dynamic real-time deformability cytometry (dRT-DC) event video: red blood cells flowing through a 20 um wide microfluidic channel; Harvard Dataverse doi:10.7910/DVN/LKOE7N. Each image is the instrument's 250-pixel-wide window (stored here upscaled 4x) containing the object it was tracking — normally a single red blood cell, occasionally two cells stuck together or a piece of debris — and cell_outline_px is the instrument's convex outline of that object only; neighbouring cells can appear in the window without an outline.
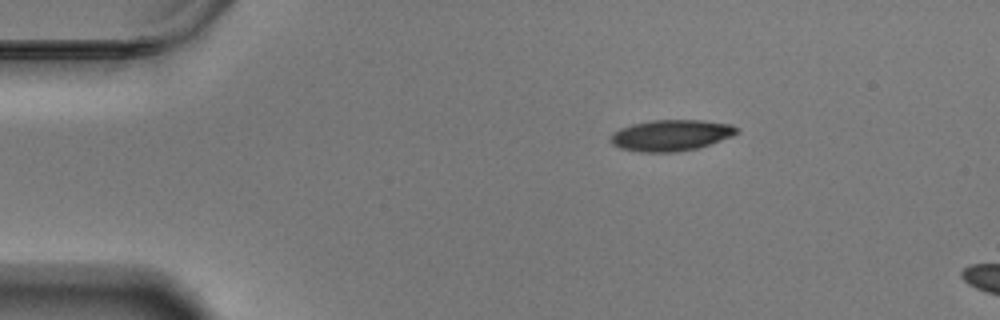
{"species": "Egyptian fruit bat (a non-hibernating species)", "species_latin": "Rousettus aegyptiacus", "temperature_condition": "warm", "stored_images_in_passage": 51, "segment_of_instrument_passage": [1, 2], "camera_frame_rate_fps": 3000, "um_per_image_px": 0.085, "animal": {"sex": "male"}, "frame": {"image": 1, "passage_image": 1, "time_ms": 0.0, "image_size_px": [1000, 320], "cell_outline_px": [[740, 132], [732, 136], [696, 148], [676, 152], [640, 152], [620, 148], [612, 144], [608, 136], [612, 132], [620, 128], [632, 124], [652, 120], [700, 120], [732, 124], [740, 128]], "centroid_in_image_um": [57.01, 11.49], "position_along_channel_um": 28.0, "area_um2": 23.0}}
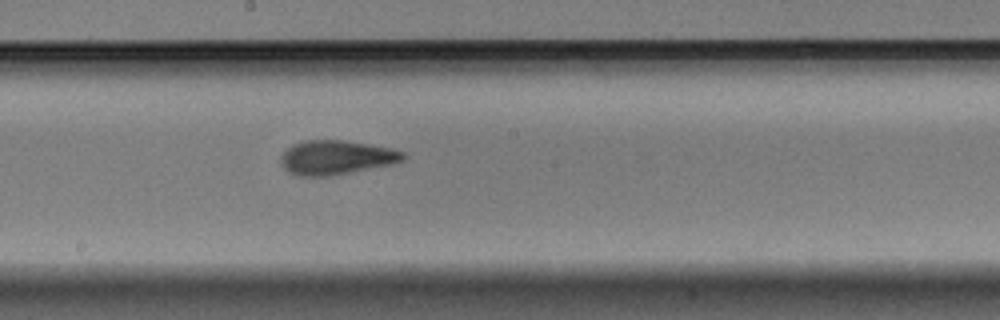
{"frame": {"image": 2, "passage_image": 23, "time_ms": 7.333, "image_size_px": [1000, 320], "cell_outline_px": [[408, 156], [404, 160], [392, 164], [352, 172], [328, 176], [300, 176], [288, 172], [284, 168], [280, 160], [280, 156], [292, 144], [304, 140], [340, 140], [368, 144], [388, 148], [404, 152]], "centroid_in_image_um": [28.57, 13.39], "position_along_channel_um": 219.6, "area_um2": 24.33}}
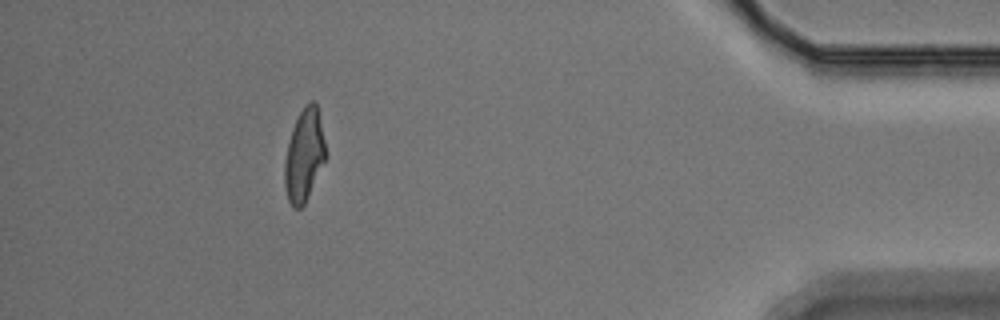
{"frame": {"image": 3, "passage_image": 44, "time_ms": 14.333, "image_size_px": [1000, 320], "cell_outline_px": [[324, 160], [304, 204], [300, 208], [292, 208], [288, 200], [284, 184], [284, 160], [292, 128], [304, 104], [312, 100], [316, 100], [324, 140]], "centroid_in_image_um": [25.82, 13.17], "position_along_channel_um": 409.4, "area_um2": 21.62}}